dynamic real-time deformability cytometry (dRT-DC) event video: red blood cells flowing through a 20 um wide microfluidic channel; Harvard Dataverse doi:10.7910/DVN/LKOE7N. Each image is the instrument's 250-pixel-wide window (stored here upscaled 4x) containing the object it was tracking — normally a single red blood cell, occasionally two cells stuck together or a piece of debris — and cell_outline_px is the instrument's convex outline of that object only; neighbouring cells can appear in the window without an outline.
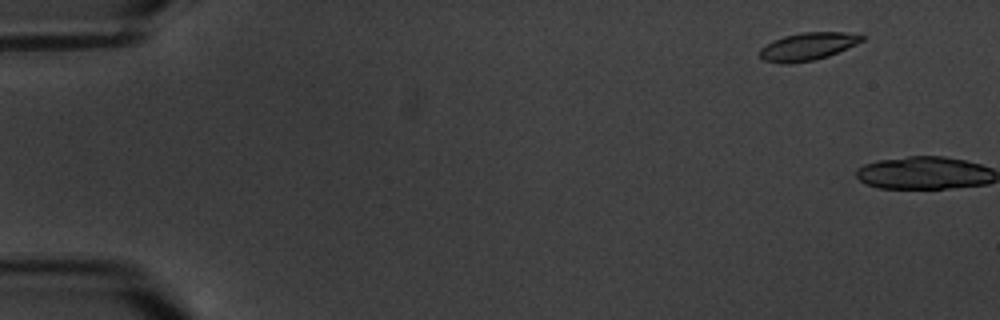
{"species": "common noctule bat (a hibernating species)", "species_latin": "Nyctalus noctula", "temperature_condition": "warm", "stored_images_in_passage": 3, "camera_frame_rate_fps": 3000, "um_per_image_px": 0.085, "animal": {"sex": "male", "body_mass_g": 20.1, "forearm_length_mm": 53.5}, "frame": {"image": 1, "passage_image": 2, "time_ms": 1.333, "image_size_px": [1000, 320], "cell_outline_px": [[868, 36], [864, 40], [856, 44], [828, 56], [812, 60], [788, 64], [784, 64], [764, 60], [760, 56], [760, 48], [772, 40], [784, 36], [800, 32], [844, 32]], "centroid_in_image_um": [68.66, 3.94], "position_along_channel_um": 16.3, "area_um2": 16.47}}